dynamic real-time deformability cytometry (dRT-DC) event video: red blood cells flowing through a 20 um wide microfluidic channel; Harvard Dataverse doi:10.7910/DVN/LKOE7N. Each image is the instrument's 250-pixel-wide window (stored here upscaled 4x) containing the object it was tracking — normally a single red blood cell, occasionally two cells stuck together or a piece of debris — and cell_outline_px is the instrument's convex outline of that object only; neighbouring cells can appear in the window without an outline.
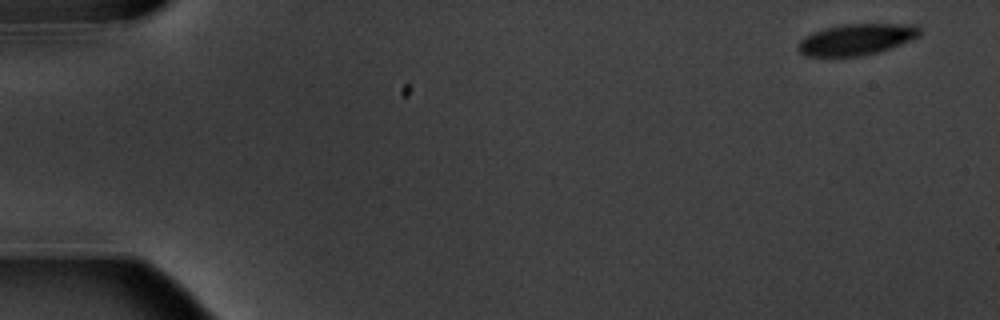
{"species": "common noctule bat (a hibernating species)", "species_latin": "Nyctalus noctula", "temperature_condition": "warm", "stored_images_in_passage": 8, "camera_frame_rate_fps": 3000, "um_per_image_px": 0.085, "animal": {"sex": "male", "body_mass_g": 20.1, "forearm_length_mm": 53.5}, "frame": {"image": 1, "passage_image": 1, "time_ms": 0.0, "image_size_px": [1000, 320], "cell_outline_px": [[920, 36], [900, 44], [876, 52], [860, 56], [804, 56], [796, 48], [800, 40], [804, 36], [812, 32], [844, 24], [916, 24], [920, 28]], "centroid_in_image_um": [72.77, 3.34], "position_along_channel_um": 12.2, "area_um2": 21.96}}
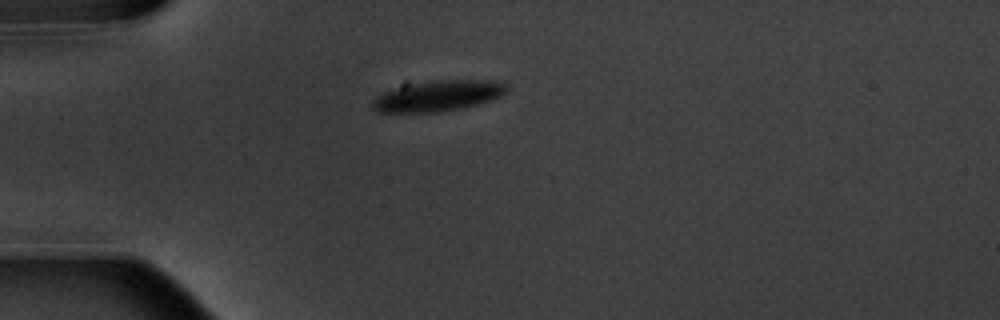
{"frame": {"image": 2, "passage_image": 4, "time_ms": 4.333, "image_size_px": [1000, 320], "cell_outline_px": [[508, 88], [500, 96], [492, 100], [480, 104], [464, 108], [440, 112], [376, 112], [372, 108], [372, 100], [376, 96], [404, 80], [500, 80]], "centroid_in_image_um": [37.14, 8.11], "position_along_channel_um": 47.9, "area_um2": 25.14}}